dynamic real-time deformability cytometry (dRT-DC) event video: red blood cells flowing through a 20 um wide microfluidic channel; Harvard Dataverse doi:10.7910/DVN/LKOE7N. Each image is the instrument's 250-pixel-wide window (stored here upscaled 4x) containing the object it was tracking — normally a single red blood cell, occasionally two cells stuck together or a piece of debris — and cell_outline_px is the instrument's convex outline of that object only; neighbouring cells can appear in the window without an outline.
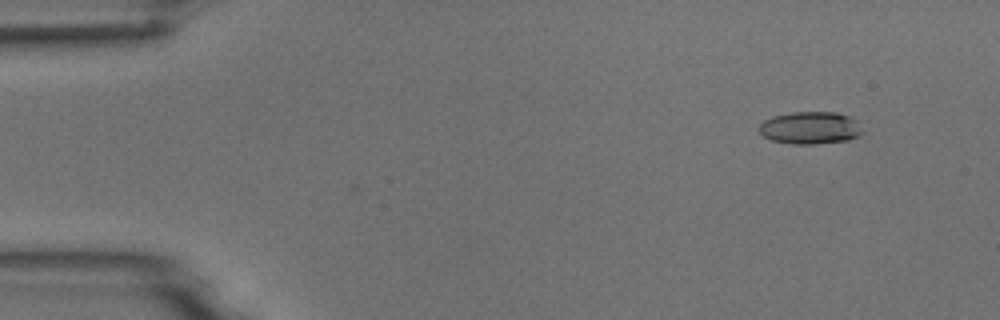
{"species": "common noctule bat (a hibernating species)", "species_latin": "Nyctalus noctula", "temperature_condition": "room temperature", "stored_images_in_passage": 3, "camera_frame_rate_fps": 3000, "um_per_image_px": 0.085, "animal": {"sex": "male", "body_mass_g": 18.8}, "frame": {"image": 1, "passage_image": 3, "time_ms": 2.667, "image_size_px": [1000, 320], "cell_outline_px": [[864, 132], [848, 140], [816, 144], [792, 144], [772, 140], [764, 136], [756, 128], [764, 120], [772, 116], [792, 112], [836, 112], [848, 116], [856, 120]], "centroid_in_image_um": [68.85, 10.86], "position_along_channel_um": 16.2, "area_um2": 19.59}}